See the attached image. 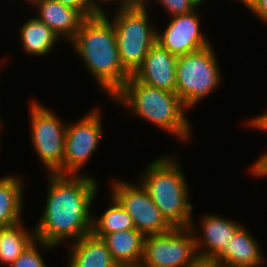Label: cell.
Returning a JSON list of instances; mask_svg holds the SVG:
<instances>
[{"instance_id":"6da1fadb","label":"cell","mask_w":267,"mask_h":267,"mask_svg":"<svg viewBox=\"0 0 267 267\" xmlns=\"http://www.w3.org/2000/svg\"><path fill=\"white\" fill-rule=\"evenodd\" d=\"M48 177L46 206L34 228L36 240L58 246L91 233L90 206L98 188L95 178L57 173Z\"/></svg>"},{"instance_id":"7a4b0ae2","label":"cell","mask_w":267,"mask_h":267,"mask_svg":"<svg viewBox=\"0 0 267 267\" xmlns=\"http://www.w3.org/2000/svg\"><path fill=\"white\" fill-rule=\"evenodd\" d=\"M70 43L108 96L113 97L132 76L121 63L114 25L107 13L85 18Z\"/></svg>"},{"instance_id":"3957f363","label":"cell","mask_w":267,"mask_h":267,"mask_svg":"<svg viewBox=\"0 0 267 267\" xmlns=\"http://www.w3.org/2000/svg\"><path fill=\"white\" fill-rule=\"evenodd\" d=\"M135 116L153 123L179 140L191 139V124L184 110H188L176 92H169L139 82L133 75L112 97Z\"/></svg>"},{"instance_id":"277c9868","label":"cell","mask_w":267,"mask_h":267,"mask_svg":"<svg viewBox=\"0 0 267 267\" xmlns=\"http://www.w3.org/2000/svg\"><path fill=\"white\" fill-rule=\"evenodd\" d=\"M174 155L161 156L145 168L138 182L148 192L163 218L172 228H189L192 203L182 167Z\"/></svg>"},{"instance_id":"5b68a950","label":"cell","mask_w":267,"mask_h":267,"mask_svg":"<svg viewBox=\"0 0 267 267\" xmlns=\"http://www.w3.org/2000/svg\"><path fill=\"white\" fill-rule=\"evenodd\" d=\"M147 7L133 5L117 9L111 19L121 63L131 75L143 64L150 48L157 42V29L150 24Z\"/></svg>"},{"instance_id":"8992f818","label":"cell","mask_w":267,"mask_h":267,"mask_svg":"<svg viewBox=\"0 0 267 267\" xmlns=\"http://www.w3.org/2000/svg\"><path fill=\"white\" fill-rule=\"evenodd\" d=\"M222 74L211 45L178 56L176 63V93L187 109H192L221 83Z\"/></svg>"},{"instance_id":"52a82bcc","label":"cell","mask_w":267,"mask_h":267,"mask_svg":"<svg viewBox=\"0 0 267 267\" xmlns=\"http://www.w3.org/2000/svg\"><path fill=\"white\" fill-rule=\"evenodd\" d=\"M31 140L47 173L63 174L66 124L51 109L33 100L29 106ZM52 111V112H51Z\"/></svg>"},{"instance_id":"ba28073f","label":"cell","mask_w":267,"mask_h":267,"mask_svg":"<svg viewBox=\"0 0 267 267\" xmlns=\"http://www.w3.org/2000/svg\"><path fill=\"white\" fill-rule=\"evenodd\" d=\"M195 239L189 228H172L169 232L144 238L139 267H188L197 258Z\"/></svg>"},{"instance_id":"9c48e42d","label":"cell","mask_w":267,"mask_h":267,"mask_svg":"<svg viewBox=\"0 0 267 267\" xmlns=\"http://www.w3.org/2000/svg\"><path fill=\"white\" fill-rule=\"evenodd\" d=\"M113 181L110 195L132 217L135 229L144 237L167 233L172 229L140 183L131 184L119 179Z\"/></svg>"},{"instance_id":"30bf717a","label":"cell","mask_w":267,"mask_h":267,"mask_svg":"<svg viewBox=\"0 0 267 267\" xmlns=\"http://www.w3.org/2000/svg\"><path fill=\"white\" fill-rule=\"evenodd\" d=\"M102 114L100 110L89 111L76 123L66 125L63 174L79 175L102 138Z\"/></svg>"},{"instance_id":"8fae6325","label":"cell","mask_w":267,"mask_h":267,"mask_svg":"<svg viewBox=\"0 0 267 267\" xmlns=\"http://www.w3.org/2000/svg\"><path fill=\"white\" fill-rule=\"evenodd\" d=\"M200 19L197 9L172 16L164 31H157V43L176 56L204 49L211 44L201 32Z\"/></svg>"},{"instance_id":"7c38bea8","label":"cell","mask_w":267,"mask_h":267,"mask_svg":"<svg viewBox=\"0 0 267 267\" xmlns=\"http://www.w3.org/2000/svg\"><path fill=\"white\" fill-rule=\"evenodd\" d=\"M177 59L178 56L170 53L156 42L133 76L148 86L175 92Z\"/></svg>"},{"instance_id":"4fadbf2b","label":"cell","mask_w":267,"mask_h":267,"mask_svg":"<svg viewBox=\"0 0 267 267\" xmlns=\"http://www.w3.org/2000/svg\"><path fill=\"white\" fill-rule=\"evenodd\" d=\"M241 226L240 223L216 214L203 216L201 219V229L194 228L192 220L189 229L193 233L198 256L214 259L228 245L232 236ZM197 230H202L200 238L198 237ZM202 246L204 249H201L203 248Z\"/></svg>"},{"instance_id":"5bb4252c","label":"cell","mask_w":267,"mask_h":267,"mask_svg":"<svg viewBox=\"0 0 267 267\" xmlns=\"http://www.w3.org/2000/svg\"><path fill=\"white\" fill-rule=\"evenodd\" d=\"M28 3L32 4V7L36 6V10L38 9L37 19L59 38L66 37L69 43L74 39L85 19L78 10L65 6L57 0H30Z\"/></svg>"},{"instance_id":"9a60e30c","label":"cell","mask_w":267,"mask_h":267,"mask_svg":"<svg viewBox=\"0 0 267 267\" xmlns=\"http://www.w3.org/2000/svg\"><path fill=\"white\" fill-rule=\"evenodd\" d=\"M255 237L242 225L228 245L214 258L221 267H258L264 263L263 251Z\"/></svg>"},{"instance_id":"2e32d148","label":"cell","mask_w":267,"mask_h":267,"mask_svg":"<svg viewBox=\"0 0 267 267\" xmlns=\"http://www.w3.org/2000/svg\"><path fill=\"white\" fill-rule=\"evenodd\" d=\"M67 243L69 244L68 267H114L116 265L106 242L92 232L77 241Z\"/></svg>"},{"instance_id":"e0dca14e","label":"cell","mask_w":267,"mask_h":267,"mask_svg":"<svg viewBox=\"0 0 267 267\" xmlns=\"http://www.w3.org/2000/svg\"><path fill=\"white\" fill-rule=\"evenodd\" d=\"M144 236L136 229L106 234L102 239L116 264L140 266Z\"/></svg>"},{"instance_id":"ac0fdd59","label":"cell","mask_w":267,"mask_h":267,"mask_svg":"<svg viewBox=\"0 0 267 267\" xmlns=\"http://www.w3.org/2000/svg\"><path fill=\"white\" fill-rule=\"evenodd\" d=\"M22 178L5 176L0 178V226L18 224L22 220L23 189Z\"/></svg>"},{"instance_id":"d6986e66","label":"cell","mask_w":267,"mask_h":267,"mask_svg":"<svg viewBox=\"0 0 267 267\" xmlns=\"http://www.w3.org/2000/svg\"><path fill=\"white\" fill-rule=\"evenodd\" d=\"M19 31L20 44L24 52L30 55L49 54L59 40V37L36 17L26 20Z\"/></svg>"},{"instance_id":"ffe728a7","label":"cell","mask_w":267,"mask_h":267,"mask_svg":"<svg viewBox=\"0 0 267 267\" xmlns=\"http://www.w3.org/2000/svg\"><path fill=\"white\" fill-rule=\"evenodd\" d=\"M24 227L21 221L0 229V263L4 266H10L36 240L34 229Z\"/></svg>"},{"instance_id":"44dd1931","label":"cell","mask_w":267,"mask_h":267,"mask_svg":"<svg viewBox=\"0 0 267 267\" xmlns=\"http://www.w3.org/2000/svg\"><path fill=\"white\" fill-rule=\"evenodd\" d=\"M111 205L98 217H93L91 232L100 238L106 234L135 229L132 217L112 197Z\"/></svg>"},{"instance_id":"7402d4cb","label":"cell","mask_w":267,"mask_h":267,"mask_svg":"<svg viewBox=\"0 0 267 267\" xmlns=\"http://www.w3.org/2000/svg\"><path fill=\"white\" fill-rule=\"evenodd\" d=\"M37 245L51 250L54 247L56 249V246L35 240L9 267H46Z\"/></svg>"},{"instance_id":"603a6c76","label":"cell","mask_w":267,"mask_h":267,"mask_svg":"<svg viewBox=\"0 0 267 267\" xmlns=\"http://www.w3.org/2000/svg\"><path fill=\"white\" fill-rule=\"evenodd\" d=\"M170 16L189 14L197 9L191 0H157Z\"/></svg>"},{"instance_id":"cb8c5ba5","label":"cell","mask_w":267,"mask_h":267,"mask_svg":"<svg viewBox=\"0 0 267 267\" xmlns=\"http://www.w3.org/2000/svg\"><path fill=\"white\" fill-rule=\"evenodd\" d=\"M61 4L78 10L85 18L97 15L89 0H57Z\"/></svg>"},{"instance_id":"d4e9b609","label":"cell","mask_w":267,"mask_h":267,"mask_svg":"<svg viewBox=\"0 0 267 267\" xmlns=\"http://www.w3.org/2000/svg\"><path fill=\"white\" fill-rule=\"evenodd\" d=\"M113 1L117 2V4H119V6L117 7V9H121V8H128L131 7L133 5H136L132 0H89L93 10L97 13V14H105L107 11L105 10V8H103L104 6L101 7V5L105 2L109 3H113ZM103 2V3H102ZM101 3V4H99Z\"/></svg>"},{"instance_id":"484cf974","label":"cell","mask_w":267,"mask_h":267,"mask_svg":"<svg viewBox=\"0 0 267 267\" xmlns=\"http://www.w3.org/2000/svg\"><path fill=\"white\" fill-rule=\"evenodd\" d=\"M251 171L253 176L257 177H267V152H263L260 158L257 159L256 162L251 166Z\"/></svg>"},{"instance_id":"4316f807","label":"cell","mask_w":267,"mask_h":267,"mask_svg":"<svg viewBox=\"0 0 267 267\" xmlns=\"http://www.w3.org/2000/svg\"><path fill=\"white\" fill-rule=\"evenodd\" d=\"M249 11L267 24V0H258Z\"/></svg>"},{"instance_id":"83f0119b","label":"cell","mask_w":267,"mask_h":267,"mask_svg":"<svg viewBox=\"0 0 267 267\" xmlns=\"http://www.w3.org/2000/svg\"><path fill=\"white\" fill-rule=\"evenodd\" d=\"M246 123H248L247 126L249 125L250 128L267 131V109L265 113L254 118L251 117Z\"/></svg>"},{"instance_id":"f1b7e54d","label":"cell","mask_w":267,"mask_h":267,"mask_svg":"<svg viewBox=\"0 0 267 267\" xmlns=\"http://www.w3.org/2000/svg\"><path fill=\"white\" fill-rule=\"evenodd\" d=\"M188 267H221V265L214 259L198 257Z\"/></svg>"},{"instance_id":"f546056e","label":"cell","mask_w":267,"mask_h":267,"mask_svg":"<svg viewBox=\"0 0 267 267\" xmlns=\"http://www.w3.org/2000/svg\"><path fill=\"white\" fill-rule=\"evenodd\" d=\"M239 1L242 2V5L244 4V6L250 10L258 0H239Z\"/></svg>"},{"instance_id":"4dcf8cb0","label":"cell","mask_w":267,"mask_h":267,"mask_svg":"<svg viewBox=\"0 0 267 267\" xmlns=\"http://www.w3.org/2000/svg\"><path fill=\"white\" fill-rule=\"evenodd\" d=\"M136 5H149L148 0H132Z\"/></svg>"},{"instance_id":"1f68e13d","label":"cell","mask_w":267,"mask_h":267,"mask_svg":"<svg viewBox=\"0 0 267 267\" xmlns=\"http://www.w3.org/2000/svg\"><path fill=\"white\" fill-rule=\"evenodd\" d=\"M194 5L199 8V6L204 2V0H191Z\"/></svg>"},{"instance_id":"d6a6232c","label":"cell","mask_w":267,"mask_h":267,"mask_svg":"<svg viewBox=\"0 0 267 267\" xmlns=\"http://www.w3.org/2000/svg\"><path fill=\"white\" fill-rule=\"evenodd\" d=\"M114 267H138V266L116 264Z\"/></svg>"}]
</instances>
